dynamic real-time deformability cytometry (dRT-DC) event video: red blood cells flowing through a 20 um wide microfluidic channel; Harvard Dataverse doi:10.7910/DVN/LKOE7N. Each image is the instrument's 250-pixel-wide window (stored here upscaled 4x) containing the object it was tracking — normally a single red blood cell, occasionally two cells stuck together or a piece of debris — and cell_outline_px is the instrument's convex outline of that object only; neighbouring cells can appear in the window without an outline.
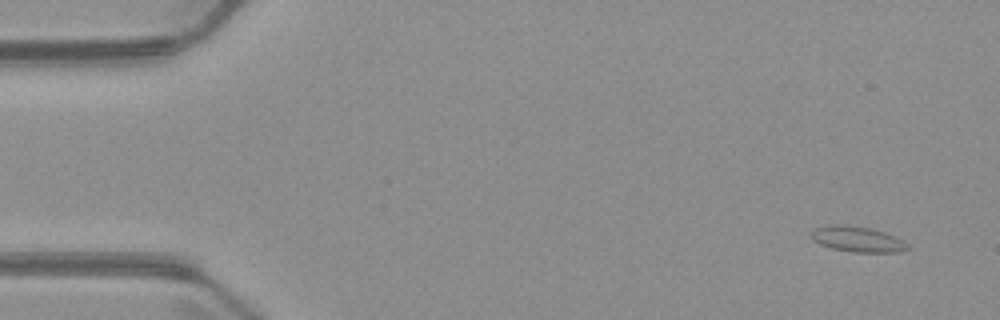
{"species": "common noctule bat (a hibernating species)", "species_latin": "Nyctalus noctula", "temperature_condition": "warm", "stored_images_in_passage": 5, "camera_frame_rate_fps": 3000, "um_per_image_px": 0.085, "animal": {"sex": "male", "body_mass_g": 23.1, "forearm_length_mm": 52.7}, "frame": {"image": 1, "passage_image": 1, "time_ms": 0.0, "image_size_px": [1000, 320], "cell_outline_px": [[912, 248], [900, 252], [852, 252], [832, 248], [820, 244], [812, 240], [812, 232], [816, 228], [824, 224], [848, 224], [872, 228], [896, 236], [904, 240]], "centroid_in_image_um": [72.92, 20.31], "position_along_channel_um": 12.1, "area_um2": 14.68}}